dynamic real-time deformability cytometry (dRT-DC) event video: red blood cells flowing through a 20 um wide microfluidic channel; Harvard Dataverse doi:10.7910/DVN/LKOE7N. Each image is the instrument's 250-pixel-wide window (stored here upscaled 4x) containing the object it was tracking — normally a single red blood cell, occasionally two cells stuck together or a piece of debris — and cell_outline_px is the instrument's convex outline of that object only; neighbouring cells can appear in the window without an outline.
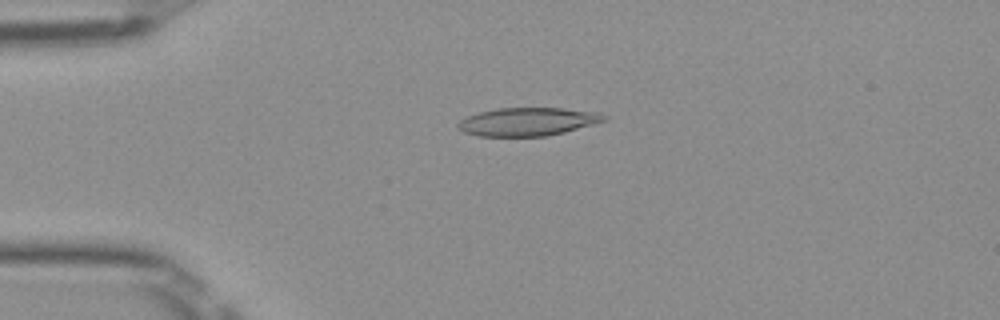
{"species": "Egyptian fruit bat (a non-hibernating species)", "species_latin": "Rousettus aegyptiacus", "temperature_condition": "room temperature", "stored_images_in_passage": 51, "camera_frame_rate_fps": 3000, "um_per_image_px": 0.085, "frame": {"image": 1, "passage_image": 12, "time_ms": 3.667, "image_size_px": [1000, 320], "cell_outline_px": [[608, 120], [564, 132], [548, 136], [480, 136], [464, 132], [456, 124], [460, 120], [468, 116], [480, 112], [496, 108], [564, 108], [600, 112], [608, 116]], "centroid_in_image_um": [44.91, 10.33], "position_along_channel_um": 40.1, "area_um2": 24.04}}
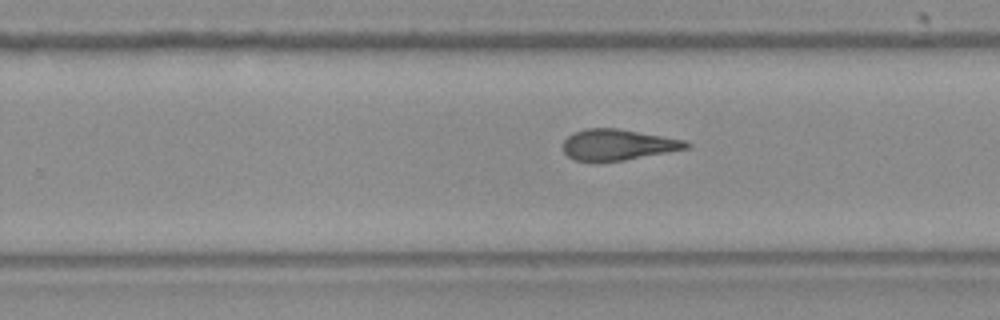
{"frame": {"image": 2, "passage_image": 32, "time_ms": 10.333, "image_size_px": [1000, 320], "cell_outline_px": [[692, 144], [688, 148], [668, 152], [624, 160], [592, 164], [572, 160], [564, 152], [564, 140], [572, 132], [584, 128], [616, 128], [684, 140]], "centroid_in_image_um": [52.44, 12.33], "position_along_channel_um": 277.4, "area_um2": 22.6}}
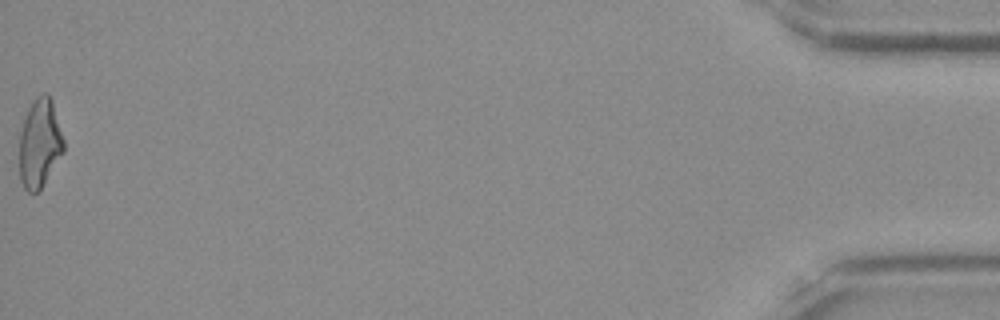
{"frame": {"image": 3, "passage_image": 51, "time_ms": 16.667, "image_size_px": [1000, 320], "cell_outline_px": [[64, 152], [40, 188], [36, 192], [28, 192], [24, 188], [20, 180], [20, 132], [28, 108], [32, 100], [36, 96], [44, 92], [48, 92], [52, 100], [64, 140]], "centroid_in_image_um": [3.38, 12.13], "position_along_channel_um": 431.8, "area_um2": 22.83}, "authors_computed_cell_mechanics": {"area_um2": 22.831, "velocity_mm_per_s": 3.9878, "shape_relaxation_time_tau1_ms": null, "shape_relaxation_time_tau2_ms": 1.7825, "deformation_change_tau1": null, "deformation_change_tau2": 0.1166}}